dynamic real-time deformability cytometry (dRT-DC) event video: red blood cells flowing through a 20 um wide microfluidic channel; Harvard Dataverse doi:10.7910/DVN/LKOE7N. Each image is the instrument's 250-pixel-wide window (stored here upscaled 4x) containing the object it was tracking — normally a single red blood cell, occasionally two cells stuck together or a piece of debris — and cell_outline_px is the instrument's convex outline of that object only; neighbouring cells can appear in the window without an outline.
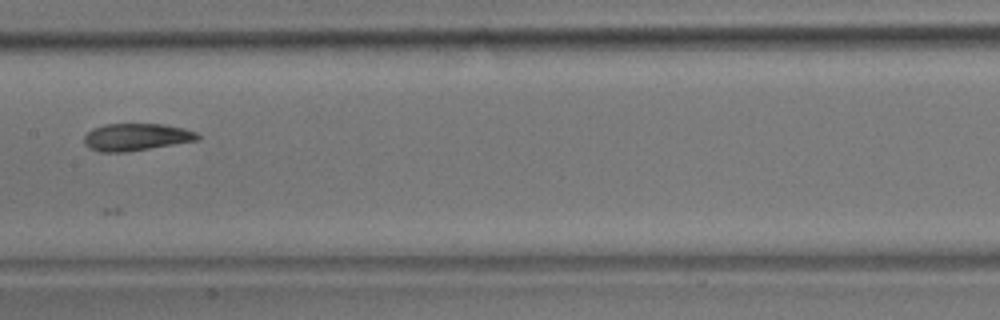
{"species": "common noctule bat (a hibernating species)", "species_latin": "Nyctalus noctula", "temperature_condition": "room temperature", "stored_images_in_passage": 5, "camera_frame_rate_fps": 3000, "um_per_image_px": 0.085, "animal": {"sex": "male", "body_mass_g": 17.9}, "frame": {"image": 1, "passage_image": 5, "time_ms": 5.0, "image_size_px": [1000, 320], "cell_outline_px": [[200, 140], [124, 152], [100, 152], [88, 148], [84, 144], [84, 136], [88, 132], [104, 124], [164, 124], [184, 128], [196, 132], [200, 136]], "centroid_in_image_um": [11.59, 11.65], "position_along_channel_um": 195.8, "area_um2": 17.98}}